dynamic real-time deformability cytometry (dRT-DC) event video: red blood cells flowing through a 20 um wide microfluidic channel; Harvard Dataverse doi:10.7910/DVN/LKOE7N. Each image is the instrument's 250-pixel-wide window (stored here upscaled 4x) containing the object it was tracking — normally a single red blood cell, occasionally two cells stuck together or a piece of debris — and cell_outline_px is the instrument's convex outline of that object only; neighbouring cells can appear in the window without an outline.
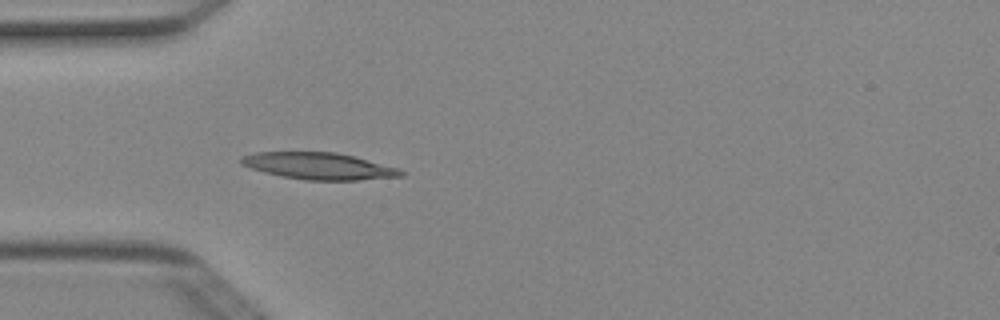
{"species": "Egyptian fruit bat (a non-hibernating species)", "species_latin": "Rousettus aegyptiacus", "temperature_condition": "cold", "stored_images_in_passage": 5, "camera_frame_rate_fps": 3000, "um_per_image_px": 0.085, "animal": {"sex": "female"}, "frame": {"image": 1, "passage_image": 5, "time_ms": 1.333, "image_size_px": [1000, 320], "cell_outline_px": [[404, 176], [356, 180], [304, 180], [264, 172], [240, 164], [240, 156], [256, 152], [336, 152], [400, 168], [404, 172]], "centroid_in_image_um": [27.1, 14.11], "position_along_channel_um": 57.9, "area_um2": 24.8}}